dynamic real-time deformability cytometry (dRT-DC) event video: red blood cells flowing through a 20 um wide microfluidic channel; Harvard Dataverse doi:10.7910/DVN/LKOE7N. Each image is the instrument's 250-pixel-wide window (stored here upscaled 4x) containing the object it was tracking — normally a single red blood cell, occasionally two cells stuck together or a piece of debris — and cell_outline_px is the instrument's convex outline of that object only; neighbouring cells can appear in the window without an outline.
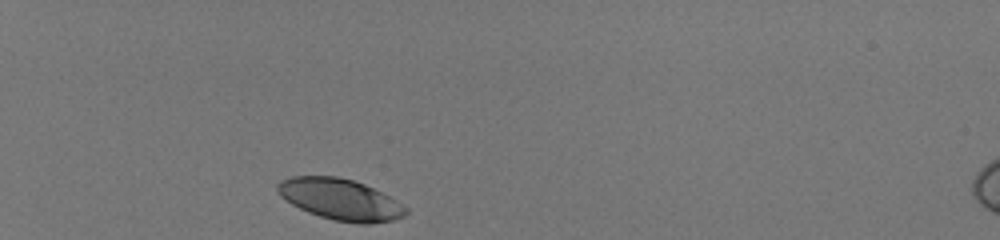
{"species": "human", "species_latin": "Homo sapiens", "temperature_condition": "room temperature", "stored_images_in_passage": 31, "camera_frame_rate_fps": 3000, "um_per_image_px": 0.085, "donor": {"sex": "male"}, "frame": {"image": 1, "passage_image": 1, "time_ms": 0.0, "image_size_px": [1000, 240], "cell_outline_px": [[408, 212], [404, 216], [392, 220], [368, 224], [360, 224], [332, 220], [308, 212], [292, 204], [280, 196], [276, 188], [276, 184], [280, 180], [292, 176], [340, 176], [364, 184], [396, 200], [408, 208]], "centroid_in_image_um": [28.91, 16.95], "position_along_channel_um": 56.1, "area_um2": 30.81}}
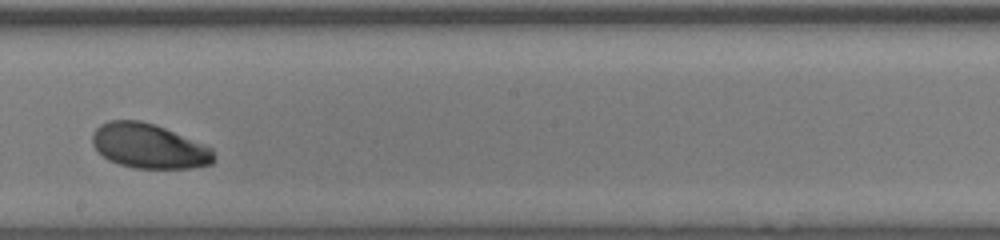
{"frame": {"image": 2, "passage_image": 18, "time_ms": 5.667, "image_size_px": [1000, 240], "cell_outline_px": [[216, 156], [212, 164], [188, 168], [132, 168], [108, 160], [92, 144], [92, 132], [100, 124], [108, 120], [140, 120], [164, 128], [212, 148]], "centroid_in_image_um": [12.64, 12.42], "position_along_channel_um": 235.6, "area_um2": 31.44}}
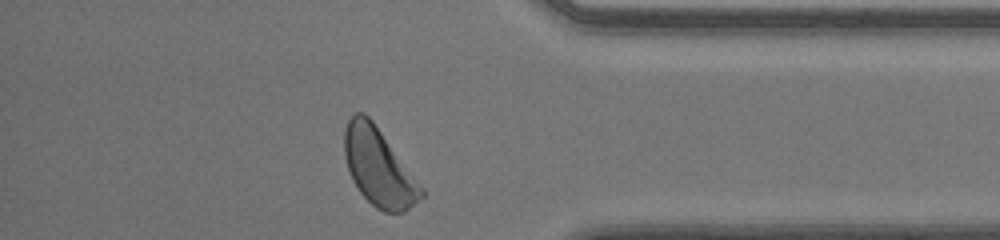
{"frame": {"image": 3, "passage_image": 31, "time_ms": 10.0, "image_size_px": [1000, 240], "cell_outline_px": [[424, 196], [404, 212], [384, 212], [376, 208], [360, 192], [352, 180], [344, 156], [344, 132], [348, 120], [356, 112], [364, 112], [372, 120], [424, 188]], "centroid_in_image_um": [32.19, 14.22], "position_along_channel_um": 403.0, "area_um2": 34.45}, "authors_computed_cell_mechanics": {"area_um2": 32.1946, "velocity_mm_per_s": 4.0493, "shape_relaxation_time_tau1_ms": 2.6202, "shape_relaxation_time_tau2_ms": null, "deformation_change_tau1": 0.1449, "deformation_change_tau2": null}}